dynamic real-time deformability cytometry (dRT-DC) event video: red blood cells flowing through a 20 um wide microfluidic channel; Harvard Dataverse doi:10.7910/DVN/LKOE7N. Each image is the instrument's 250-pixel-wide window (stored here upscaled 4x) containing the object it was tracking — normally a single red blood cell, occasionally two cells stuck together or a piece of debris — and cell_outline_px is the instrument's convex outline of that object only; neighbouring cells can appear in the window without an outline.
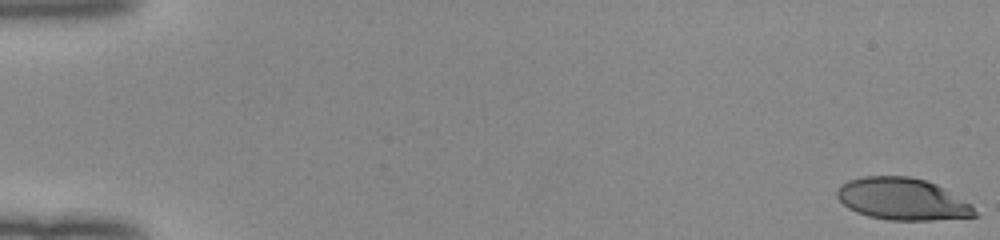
{"species": "human", "species_latin": "Homo sapiens", "temperature_condition": "room temperature", "stored_images_in_passage": 52, "camera_frame_rate_fps": 3000, "um_per_image_px": 0.085, "donor": {"sex": "female"}, "frame": {"image": 1, "passage_image": 1, "time_ms": 0.0, "image_size_px": [1000, 240], "cell_outline_px": [[980, 216], [932, 220], [888, 220], [868, 216], [856, 212], [848, 208], [836, 196], [836, 192], [840, 184], [848, 180], [864, 176], [908, 176], [924, 180], [936, 184], [944, 188], [972, 204]], "centroid_in_image_um": [76.71, 16.92], "position_along_channel_um": 8.3, "area_um2": 33.87}}
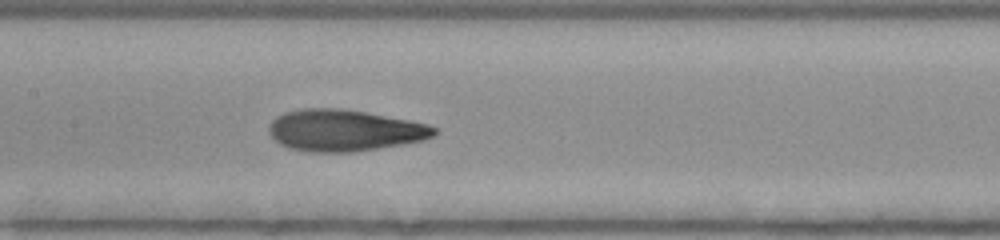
{"frame": {"image": 2, "passage_image": 27, "time_ms": 8.667, "image_size_px": [1000, 240], "cell_outline_px": [[440, 132], [424, 140], [404, 144], [352, 152], [308, 152], [288, 148], [280, 144], [268, 132], [268, 128], [272, 120], [276, 116], [284, 112], [304, 108], [340, 108], [364, 112], [408, 120], [428, 124], [436, 128]], "centroid_in_image_um": [29.26, 11.09], "position_along_channel_um": 178.1, "area_um2": 40.06}}
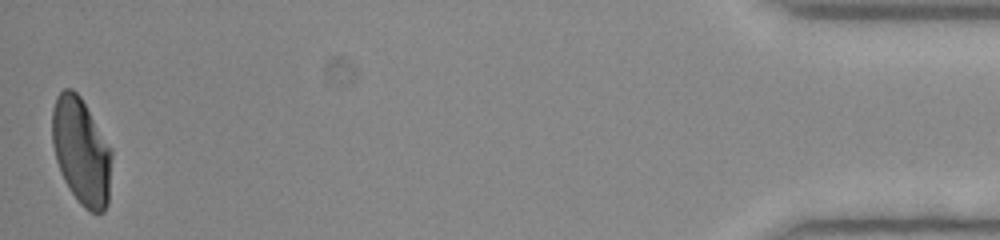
{"frame": {"image": 3, "passage_image": 52, "time_ms": 17.0, "image_size_px": [1000, 240], "cell_outline_px": [[112, 156], [108, 204], [104, 212], [88, 212], [80, 204], [64, 180], [60, 172], [56, 160], [52, 144], [52, 108], [56, 96], [64, 88], [72, 88], [80, 96], [112, 148]], "centroid_in_image_um": [6.91, 12.86], "position_along_channel_um": 428.3, "area_um2": 37.34}, "authors_computed_cell_mechanics": {"area_um2": 38.0613, "velocity_mm_per_s": 4.0185, "shape_relaxation_time_tau1_ms": 8.8221, "shape_relaxation_time_tau2_ms": 1.3378, "deformation_change_tau1": 0.3033, "deformation_change_tau2": 0.0811}}